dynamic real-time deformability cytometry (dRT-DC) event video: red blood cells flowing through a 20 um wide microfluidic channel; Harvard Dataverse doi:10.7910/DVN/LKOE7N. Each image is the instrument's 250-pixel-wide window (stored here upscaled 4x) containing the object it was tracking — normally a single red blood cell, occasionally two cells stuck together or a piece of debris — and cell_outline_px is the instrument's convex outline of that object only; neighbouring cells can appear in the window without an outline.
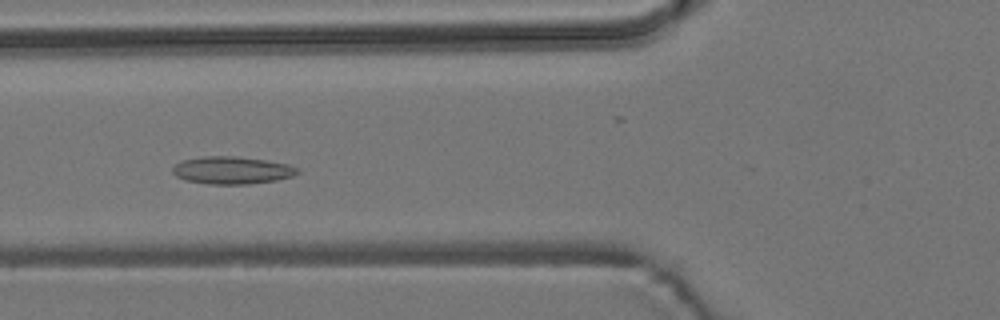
{"species": "common noctule bat (a hibernating species)", "species_latin": "Nyctalus noctula", "temperature_condition": "room temperature", "stored_images_in_passage": 22, "camera_frame_rate_fps": 3000, "um_per_image_px": 0.085, "animal": {"sex": "male", "body_mass_g": 19.2, "forearm_length_mm": 51.8}, "frame": {"image": 1, "passage_image": 10, "time_ms": 3.0, "image_size_px": [1000, 320], "cell_outline_px": [[300, 172], [292, 176], [276, 180], [248, 184], [208, 184], [184, 180], [176, 176], [172, 172], [172, 168], [180, 160], [204, 156], [236, 156], [264, 160], [288, 164], [300, 168]], "centroid_in_image_um": [19.7, 14.47], "position_along_channel_um": 106.1, "area_um2": 20.11}}
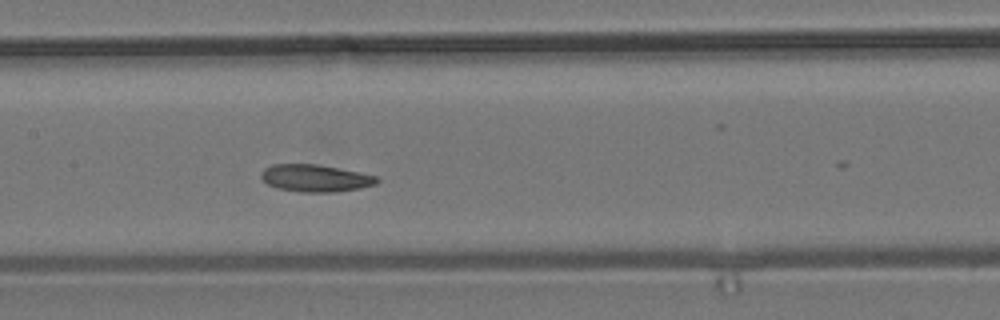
{"frame": {"image": 2, "passage_image": 16, "time_ms": 5.0, "image_size_px": [1000, 320], "cell_outline_px": [[380, 180], [376, 184], [360, 188], [332, 192], [300, 192], [276, 188], [268, 184], [260, 176], [260, 172], [264, 168], [272, 164], [316, 164], [376, 176]], "centroid_in_image_um": [26.75, 15.15], "position_along_channel_um": 180.6, "area_um2": 18.21}}
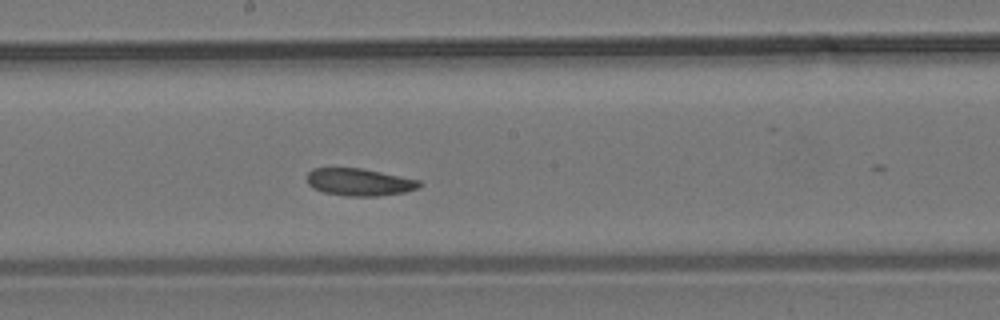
{"frame": {"image": 3, "passage_image": 19, "time_ms": 6.0, "image_size_px": [1000, 320], "cell_outline_px": [[424, 184], [416, 188], [404, 192], [376, 196], [344, 196], [324, 192], [312, 188], [308, 184], [308, 172], [312, 168], [360, 168], [420, 180]], "centroid_in_image_um": [30.53, 15.48], "position_along_channel_um": 217.7, "area_um2": 17.8}}